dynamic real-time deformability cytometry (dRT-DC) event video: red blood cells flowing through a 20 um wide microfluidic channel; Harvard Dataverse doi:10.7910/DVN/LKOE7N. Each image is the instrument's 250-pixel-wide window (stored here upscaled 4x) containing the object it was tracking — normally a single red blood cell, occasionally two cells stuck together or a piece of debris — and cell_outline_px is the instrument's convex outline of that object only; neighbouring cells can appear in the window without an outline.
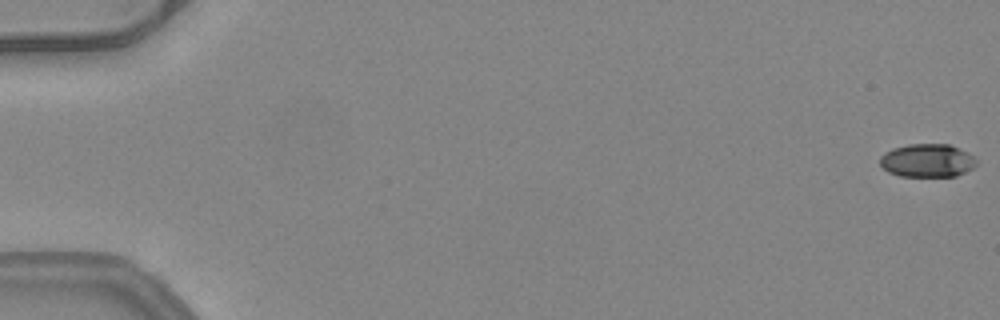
{"species": "common noctule bat (a hibernating species)", "species_latin": "Nyctalus noctula", "temperature_condition": "warm", "stored_images_in_passage": 52, "camera_frame_rate_fps": 3000, "um_per_image_px": 0.085, "animal": {"sex": "female", "body_mass_g": 24.6, "forearm_length_mm": 56.2}, "frame": {"image": 1, "passage_image": 1, "time_ms": 0.0, "image_size_px": [1000, 320], "cell_outline_px": [[976, 164], [972, 168], [956, 176], [900, 176], [888, 172], [880, 164], [880, 156], [884, 152], [892, 148], [908, 144], [948, 144], [968, 152], [976, 160]], "centroid_in_image_um": [78.79, 13.64], "position_along_channel_um": 6.2, "area_um2": 18.67}}
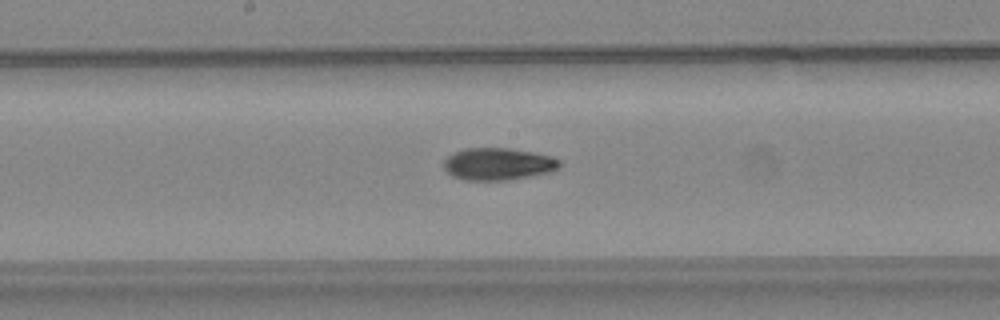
{"frame": {"image": 2, "passage_image": 29, "time_ms": 9.333, "image_size_px": [1000, 320], "cell_outline_px": [[560, 168], [552, 172], [532, 176], [504, 180], [464, 180], [452, 176], [444, 168], [444, 160], [448, 156], [464, 148], [508, 148], [532, 152], [552, 156], [560, 160]], "centroid_in_image_um": [42.37, 13.94], "position_along_channel_um": 205.8, "area_um2": 21.79}}
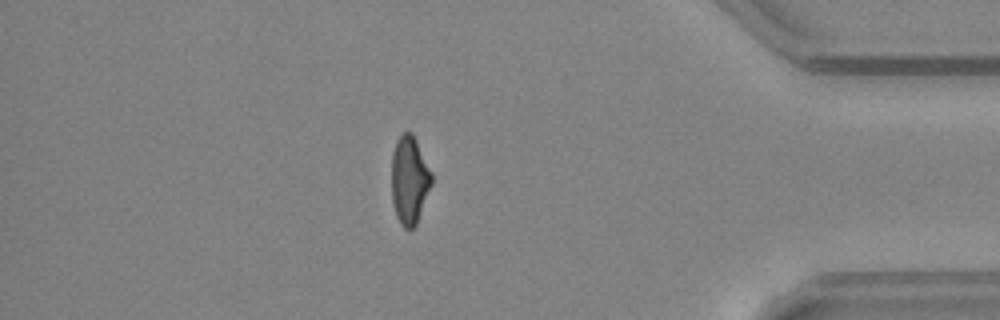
{"frame": {"image": 3, "passage_image": 46, "time_ms": 15.0, "image_size_px": [1000, 320], "cell_outline_px": [[432, 184], [416, 224], [412, 228], [404, 228], [400, 224], [396, 216], [392, 200], [392, 152], [396, 140], [404, 132], [412, 132], [432, 172]], "centroid_in_image_um": [34.8, 15.29], "position_along_channel_um": 400.4, "area_um2": 20.52}}